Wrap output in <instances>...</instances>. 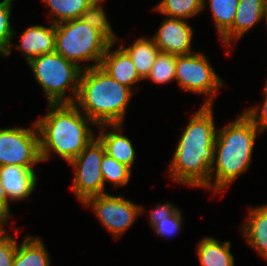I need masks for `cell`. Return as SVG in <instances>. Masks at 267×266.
<instances>
[{
  "instance_id": "26",
  "label": "cell",
  "mask_w": 267,
  "mask_h": 266,
  "mask_svg": "<svg viewBox=\"0 0 267 266\" xmlns=\"http://www.w3.org/2000/svg\"><path fill=\"white\" fill-rule=\"evenodd\" d=\"M176 55L159 52L152 69L146 78L157 84H165L175 80Z\"/></svg>"
},
{
  "instance_id": "11",
  "label": "cell",
  "mask_w": 267,
  "mask_h": 266,
  "mask_svg": "<svg viewBox=\"0 0 267 266\" xmlns=\"http://www.w3.org/2000/svg\"><path fill=\"white\" fill-rule=\"evenodd\" d=\"M192 35L193 29L185 19L166 17L153 40L161 52L179 56L192 53Z\"/></svg>"
},
{
  "instance_id": "7",
  "label": "cell",
  "mask_w": 267,
  "mask_h": 266,
  "mask_svg": "<svg viewBox=\"0 0 267 266\" xmlns=\"http://www.w3.org/2000/svg\"><path fill=\"white\" fill-rule=\"evenodd\" d=\"M175 80L183 91L206 95L203 105H213L217 89L224 83L202 53L176 56Z\"/></svg>"
},
{
  "instance_id": "12",
  "label": "cell",
  "mask_w": 267,
  "mask_h": 266,
  "mask_svg": "<svg viewBox=\"0 0 267 266\" xmlns=\"http://www.w3.org/2000/svg\"><path fill=\"white\" fill-rule=\"evenodd\" d=\"M0 179L9 201L28 198L37 183L34 169L19 165L0 166Z\"/></svg>"
},
{
  "instance_id": "34",
  "label": "cell",
  "mask_w": 267,
  "mask_h": 266,
  "mask_svg": "<svg viewBox=\"0 0 267 266\" xmlns=\"http://www.w3.org/2000/svg\"><path fill=\"white\" fill-rule=\"evenodd\" d=\"M264 20H265L266 23H267V11H266V13H265V18H264Z\"/></svg>"
},
{
  "instance_id": "19",
  "label": "cell",
  "mask_w": 267,
  "mask_h": 266,
  "mask_svg": "<svg viewBox=\"0 0 267 266\" xmlns=\"http://www.w3.org/2000/svg\"><path fill=\"white\" fill-rule=\"evenodd\" d=\"M120 46L130 56L139 76L145 80L160 52L153 38L146 39L140 37L129 47Z\"/></svg>"
},
{
  "instance_id": "2",
  "label": "cell",
  "mask_w": 267,
  "mask_h": 266,
  "mask_svg": "<svg viewBox=\"0 0 267 266\" xmlns=\"http://www.w3.org/2000/svg\"><path fill=\"white\" fill-rule=\"evenodd\" d=\"M48 112L36 120L42 162L51 151L71 162L95 137L88 127L94 124L74 103L48 104Z\"/></svg>"
},
{
  "instance_id": "1",
  "label": "cell",
  "mask_w": 267,
  "mask_h": 266,
  "mask_svg": "<svg viewBox=\"0 0 267 266\" xmlns=\"http://www.w3.org/2000/svg\"><path fill=\"white\" fill-rule=\"evenodd\" d=\"M212 109L201 105L189 119L169 167L172 180L191 187L209 184L217 134Z\"/></svg>"
},
{
  "instance_id": "13",
  "label": "cell",
  "mask_w": 267,
  "mask_h": 266,
  "mask_svg": "<svg viewBox=\"0 0 267 266\" xmlns=\"http://www.w3.org/2000/svg\"><path fill=\"white\" fill-rule=\"evenodd\" d=\"M266 11L267 0H239L234 23L221 37L225 47L229 48L232 39H240L244 33L263 20Z\"/></svg>"
},
{
  "instance_id": "6",
  "label": "cell",
  "mask_w": 267,
  "mask_h": 266,
  "mask_svg": "<svg viewBox=\"0 0 267 266\" xmlns=\"http://www.w3.org/2000/svg\"><path fill=\"white\" fill-rule=\"evenodd\" d=\"M28 65L44 90L48 104L75 102L82 72L75 63L53 52L32 58ZM67 89L71 95L65 97Z\"/></svg>"
},
{
  "instance_id": "8",
  "label": "cell",
  "mask_w": 267,
  "mask_h": 266,
  "mask_svg": "<svg viewBox=\"0 0 267 266\" xmlns=\"http://www.w3.org/2000/svg\"><path fill=\"white\" fill-rule=\"evenodd\" d=\"M105 149L102 142L94 137L69 165L75 170L72 190L83 204L88 198L105 194L100 164Z\"/></svg>"
},
{
  "instance_id": "5",
  "label": "cell",
  "mask_w": 267,
  "mask_h": 266,
  "mask_svg": "<svg viewBox=\"0 0 267 266\" xmlns=\"http://www.w3.org/2000/svg\"><path fill=\"white\" fill-rule=\"evenodd\" d=\"M55 52L75 63L82 70L100 66L111 42L81 18L55 24ZM94 61L92 65L81 66L79 62Z\"/></svg>"
},
{
  "instance_id": "23",
  "label": "cell",
  "mask_w": 267,
  "mask_h": 266,
  "mask_svg": "<svg viewBox=\"0 0 267 266\" xmlns=\"http://www.w3.org/2000/svg\"><path fill=\"white\" fill-rule=\"evenodd\" d=\"M154 10L169 18L188 19L203 10V0H161Z\"/></svg>"
},
{
  "instance_id": "31",
  "label": "cell",
  "mask_w": 267,
  "mask_h": 266,
  "mask_svg": "<svg viewBox=\"0 0 267 266\" xmlns=\"http://www.w3.org/2000/svg\"><path fill=\"white\" fill-rule=\"evenodd\" d=\"M178 208L171 203L157 205V207L150 212L149 223L153 226L155 223L163 220L166 217H170Z\"/></svg>"
},
{
  "instance_id": "29",
  "label": "cell",
  "mask_w": 267,
  "mask_h": 266,
  "mask_svg": "<svg viewBox=\"0 0 267 266\" xmlns=\"http://www.w3.org/2000/svg\"><path fill=\"white\" fill-rule=\"evenodd\" d=\"M181 211L177 209L170 217H166L163 220L155 223L152 227L156 234L160 236H170L177 233L182 223Z\"/></svg>"
},
{
  "instance_id": "20",
  "label": "cell",
  "mask_w": 267,
  "mask_h": 266,
  "mask_svg": "<svg viewBox=\"0 0 267 266\" xmlns=\"http://www.w3.org/2000/svg\"><path fill=\"white\" fill-rule=\"evenodd\" d=\"M50 257L39 237L27 236L17 251L12 266H50Z\"/></svg>"
},
{
  "instance_id": "27",
  "label": "cell",
  "mask_w": 267,
  "mask_h": 266,
  "mask_svg": "<svg viewBox=\"0 0 267 266\" xmlns=\"http://www.w3.org/2000/svg\"><path fill=\"white\" fill-rule=\"evenodd\" d=\"M13 0H3L0 2V55L6 57L10 55L12 49V39L15 31L10 25V17Z\"/></svg>"
},
{
  "instance_id": "30",
  "label": "cell",
  "mask_w": 267,
  "mask_h": 266,
  "mask_svg": "<svg viewBox=\"0 0 267 266\" xmlns=\"http://www.w3.org/2000/svg\"><path fill=\"white\" fill-rule=\"evenodd\" d=\"M17 251V240L7 233L0 239V266H12Z\"/></svg>"
},
{
  "instance_id": "25",
  "label": "cell",
  "mask_w": 267,
  "mask_h": 266,
  "mask_svg": "<svg viewBox=\"0 0 267 266\" xmlns=\"http://www.w3.org/2000/svg\"><path fill=\"white\" fill-rule=\"evenodd\" d=\"M101 173L103 176L104 189L105 182L110 181L114 188L125 186L131 177V168L123 163L118 162L112 156L104 153L101 164Z\"/></svg>"
},
{
  "instance_id": "21",
  "label": "cell",
  "mask_w": 267,
  "mask_h": 266,
  "mask_svg": "<svg viewBox=\"0 0 267 266\" xmlns=\"http://www.w3.org/2000/svg\"><path fill=\"white\" fill-rule=\"evenodd\" d=\"M52 13L51 23L81 18L82 13L94 0H44Z\"/></svg>"
},
{
  "instance_id": "14",
  "label": "cell",
  "mask_w": 267,
  "mask_h": 266,
  "mask_svg": "<svg viewBox=\"0 0 267 266\" xmlns=\"http://www.w3.org/2000/svg\"><path fill=\"white\" fill-rule=\"evenodd\" d=\"M50 27L35 25L21 33L17 49L25 56L27 63L34 57L55 52V24Z\"/></svg>"
},
{
  "instance_id": "33",
  "label": "cell",
  "mask_w": 267,
  "mask_h": 266,
  "mask_svg": "<svg viewBox=\"0 0 267 266\" xmlns=\"http://www.w3.org/2000/svg\"><path fill=\"white\" fill-rule=\"evenodd\" d=\"M8 221H9V219H0V239H2L6 235V230H5V228L3 229L2 227Z\"/></svg>"
},
{
  "instance_id": "28",
  "label": "cell",
  "mask_w": 267,
  "mask_h": 266,
  "mask_svg": "<svg viewBox=\"0 0 267 266\" xmlns=\"http://www.w3.org/2000/svg\"><path fill=\"white\" fill-rule=\"evenodd\" d=\"M264 101L263 105L259 110L257 107H251L246 109L243 114L254 124L261 134L267 129V80L264 85Z\"/></svg>"
},
{
  "instance_id": "3",
  "label": "cell",
  "mask_w": 267,
  "mask_h": 266,
  "mask_svg": "<svg viewBox=\"0 0 267 266\" xmlns=\"http://www.w3.org/2000/svg\"><path fill=\"white\" fill-rule=\"evenodd\" d=\"M134 91L120 84L100 66L82 70L74 104L99 126L123 124Z\"/></svg>"
},
{
  "instance_id": "9",
  "label": "cell",
  "mask_w": 267,
  "mask_h": 266,
  "mask_svg": "<svg viewBox=\"0 0 267 266\" xmlns=\"http://www.w3.org/2000/svg\"><path fill=\"white\" fill-rule=\"evenodd\" d=\"M42 162L40 137L36 122L33 128L0 129V166L19 165L33 168Z\"/></svg>"
},
{
  "instance_id": "16",
  "label": "cell",
  "mask_w": 267,
  "mask_h": 266,
  "mask_svg": "<svg viewBox=\"0 0 267 266\" xmlns=\"http://www.w3.org/2000/svg\"><path fill=\"white\" fill-rule=\"evenodd\" d=\"M123 125L124 124L99 125L97 127L101 131H99L97 138L102 142L105 153L132 169L136 156L135 149L131 140L122 134ZM104 126H109L113 131H106L105 128H103Z\"/></svg>"
},
{
  "instance_id": "15",
  "label": "cell",
  "mask_w": 267,
  "mask_h": 266,
  "mask_svg": "<svg viewBox=\"0 0 267 266\" xmlns=\"http://www.w3.org/2000/svg\"><path fill=\"white\" fill-rule=\"evenodd\" d=\"M113 45L115 44L111 43L104 53L100 67L120 84L131 89L134 83L143 79L137 73L127 52L121 46L113 51Z\"/></svg>"
},
{
  "instance_id": "32",
  "label": "cell",
  "mask_w": 267,
  "mask_h": 266,
  "mask_svg": "<svg viewBox=\"0 0 267 266\" xmlns=\"http://www.w3.org/2000/svg\"><path fill=\"white\" fill-rule=\"evenodd\" d=\"M10 201L5 193L1 179H0V219L10 218Z\"/></svg>"
},
{
  "instance_id": "18",
  "label": "cell",
  "mask_w": 267,
  "mask_h": 266,
  "mask_svg": "<svg viewBox=\"0 0 267 266\" xmlns=\"http://www.w3.org/2000/svg\"><path fill=\"white\" fill-rule=\"evenodd\" d=\"M230 242H220L213 237H205L197 243V254L201 266H234Z\"/></svg>"
},
{
  "instance_id": "24",
  "label": "cell",
  "mask_w": 267,
  "mask_h": 266,
  "mask_svg": "<svg viewBox=\"0 0 267 266\" xmlns=\"http://www.w3.org/2000/svg\"><path fill=\"white\" fill-rule=\"evenodd\" d=\"M104 0H94L87 9L82 13L81 19L102 33L111 43H115L118 39L113 33L110 23L106 17V13L102 7Z\"/></svg>"
},
{
  "instance_id": "4",
  "label": "cell",
  "mask_w": 267,
  "mask_h": 266,
  "mask_svg": "<svg viewBox=\"0 0 267 266\" xmlns=\"http://www.w3.org/2000/svg\"><path fill=\"white\" fill-rule=\"evenodd\" d=\"M257 134L258 129L243 113L217 130L214 163L211 166L210 182L205 188H212L218 194L246 172L251 164Z\"/></svg>"
},
{
  "instance_id": "10",
  "label": "cell",
  "mask_w": 267,
  "mask_h": 266,
  "mask_svg": "<svg viewBox=\"0 0 267 266\" xmlns=\"http://www.w3.org/2000/svg\"><path fill=\"white\" fill-rule=\"evenodd\" d=\"M83 205L93 208L101 224L116 239L132 226L136 217L144 210L123 196L107 193L88 198Z\"/></svg>"
},
{
  "instance_id": "22",
  "label": "cell",
  "mask_w": 267,
  "mask_h": 266,
  "mask_svg": "<svg viewBox=\"0 0 267 266\" xmlns=\"http://www.w3.org/2000/svg\"><path fill=\"white\" fill-rule=\"evenodd\" d=\"M203 0V8L205 7ZM214 24L220 38L232 27L239 0H208Z\"/></svg>"
},
{
  "instance_id": "17",
  "label": "cell",
  "mask_w": 267,
  "mask_h": 266,
  "mask_svg": "<svg viewBox=\"0 0 267 266\" xmlns=\"http://www.w3.org/2000/svg\"><path fill=\"white\" fill-rule=\"evenodd\" d=\"M249 212L241 226L242 235L247 244L267 260V204L250 208Z\"/></svg>"
}]
</instances>
